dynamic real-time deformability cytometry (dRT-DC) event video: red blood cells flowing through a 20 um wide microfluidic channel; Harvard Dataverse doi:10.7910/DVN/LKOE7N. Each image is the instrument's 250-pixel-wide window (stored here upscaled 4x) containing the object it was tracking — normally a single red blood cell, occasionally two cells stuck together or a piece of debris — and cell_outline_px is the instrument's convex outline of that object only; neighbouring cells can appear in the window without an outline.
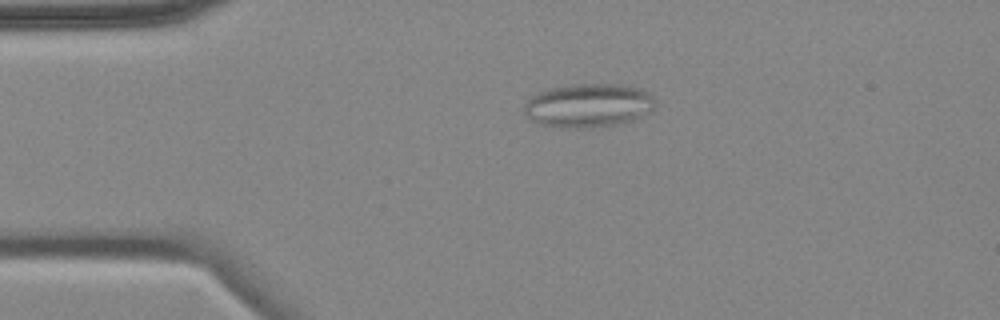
{"species": "common noctule bat (a hibernating species)", "species_latin": "Nyctalus noctula", "temperature_condition": "cold", "stored_images_in_passage": 5, "camera_frame_rate_fps": 3000, "um_per_image_px": 0.085, "animal": {"sex": "female", "body_mass_g": 18.4}, "frame": {"image": 1, "passage_image": 4, "time_ms": 3.333, "image_size_px": [1000, 320], "cell_outline_px": [[656, 108], [640, 116], [616, 124], [588, 128], [568, 128], [544, 124], [532, 120], [524, 112], [524, 104], [532, 96], [540, 92], [552, 88], [572, 84], [616, 84], [640, 88], [648, 92], [656, 100]], "centroid_in_image_um": [50.04, 8.95], "position_along_channel_um": 35.0, "area_um2": 33.06}}